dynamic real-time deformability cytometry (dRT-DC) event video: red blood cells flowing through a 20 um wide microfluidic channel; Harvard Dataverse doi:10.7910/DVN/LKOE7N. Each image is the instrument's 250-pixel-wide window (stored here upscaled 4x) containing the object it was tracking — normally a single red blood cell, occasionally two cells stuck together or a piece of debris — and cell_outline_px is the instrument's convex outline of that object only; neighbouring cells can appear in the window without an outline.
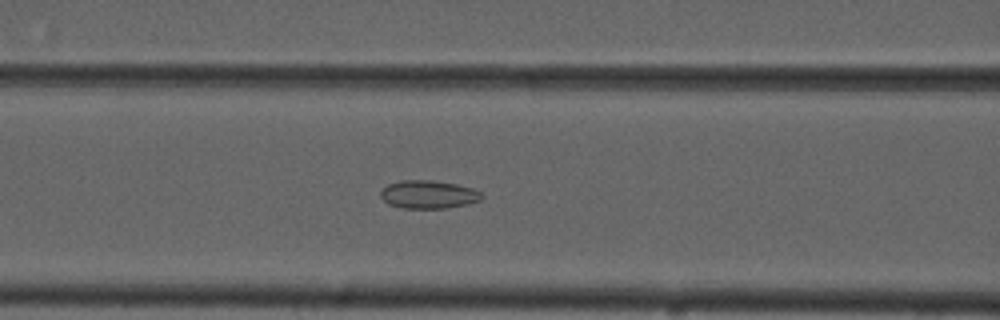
{"species": "common noctule bat (a hibernating species)", "species_latin": "Nyctalus noctula", "temperature_condition": "cold", "stored_images_in_passage": 50, "camera_frame_rate_fps": 3000, "um_per_image_px": 0.085, "animal": {"sex": "male", "forearm_length_mm": 52.5}, "frame": {"image": 1, "passage_image": 19, "time_ms": 6.0, "image_size_px": [1000, 320], "cell_outline_px": [[484, 196], [480, 200], [468, 204], [444, 208], [404, 208], [388, 204], [380, 196], [380, 192], [388, 184], [400, 180], [432, 180], [456, 184], [472, 188], [480, 192]], "centroid_in_image_um": [36.41, 16.52], "position_along_channel_um": 130.2, "area_um2": 16.53}}
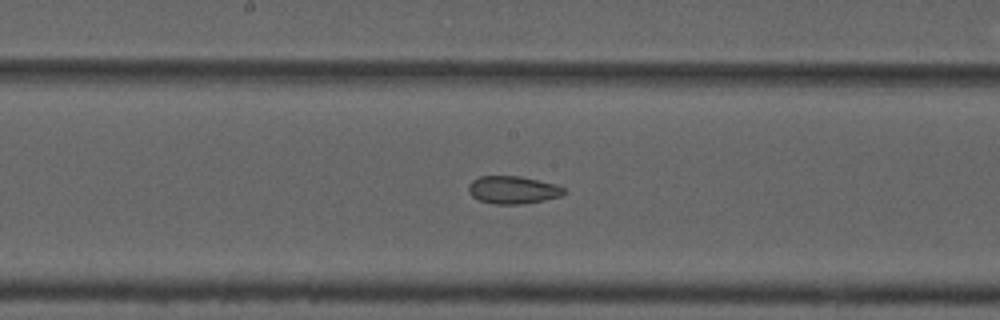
{"frame": {"image": 2, "passage_image": 25, "time_ms": 8.0, "image_size_px": [1000, 320], "cell_outline_px": [[568, 192], [564, 196], [544, 200], [520, 204], [492, 204], [480, 200], [472, 196], [468, 192], [468, 184], [472, 180], [480, 176], [520, 176], [556, 184], [564, 188]], "centroid_in_image_um": [43.62, 16.14], "position_along_channel_um": 204.6, "area_um2": 15.61}}
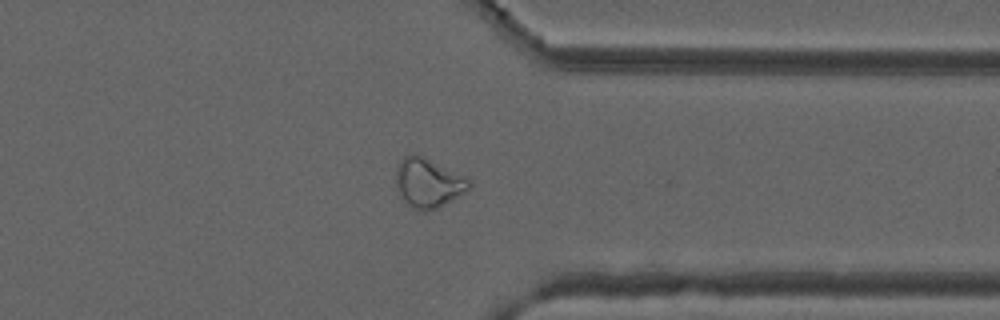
{"frame": {"image": 3, "passage_image": 39, "time_ms": 12.667, "image_size_px": [1000, 320], "cell_outline_px": [[472, 184], [468, 188], [456, 196], [436, 208], [424, 212], [420, 212], [412, 208], [404, 200], [396, 184], [396, 164], [404, 156], [420, 156], [464, 176], [472, 180]], "centroid_in_image_um": [36.36, 15.56], "position_along_channel_um": 375.0, "area_um2": 20.23}}